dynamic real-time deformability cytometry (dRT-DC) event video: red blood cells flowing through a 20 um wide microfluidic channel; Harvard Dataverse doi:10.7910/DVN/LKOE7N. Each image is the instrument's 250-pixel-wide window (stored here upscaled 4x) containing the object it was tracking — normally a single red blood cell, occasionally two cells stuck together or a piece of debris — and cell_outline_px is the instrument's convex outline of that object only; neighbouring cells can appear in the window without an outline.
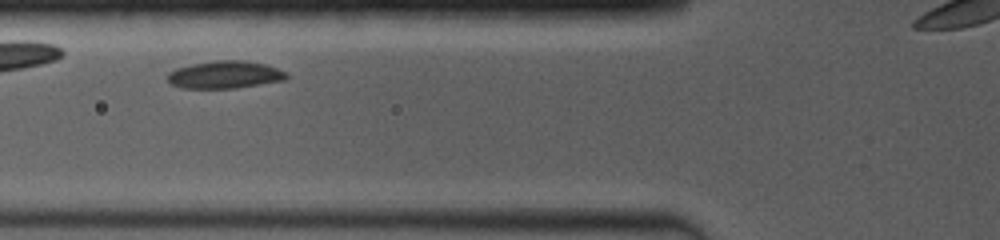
{"species": "common noctule bat (a hibernating species)", "species_latin": "Nyctalus noctula", "temperature_condition": "room temperature", "stored_images_in_passage": 5, "camera_frame_rate_fps": 4000, "um_per_image_px": 0.085, "animal": {"sex": "female", "body_mass_g": 19.0, "forearm_length_mm": 53.3}, "frame": {"image": 1, "passage_image": 4, "time_ms": 2.0, "image_size_px": [1000, 240], "cell_outline_px": [[288, 76], [284, 80], [236, 88], [180, 88], [172, 84], [164, 76], [168, 72], [176, 68], [192, 64], [216, 60], [240, 60], [264, 64], [276, 68], [284, 72]], "centroid_in_image_um": [19.04, 6.35], "position_along_channel_um": 106.8, "area_um2": 18.96}}